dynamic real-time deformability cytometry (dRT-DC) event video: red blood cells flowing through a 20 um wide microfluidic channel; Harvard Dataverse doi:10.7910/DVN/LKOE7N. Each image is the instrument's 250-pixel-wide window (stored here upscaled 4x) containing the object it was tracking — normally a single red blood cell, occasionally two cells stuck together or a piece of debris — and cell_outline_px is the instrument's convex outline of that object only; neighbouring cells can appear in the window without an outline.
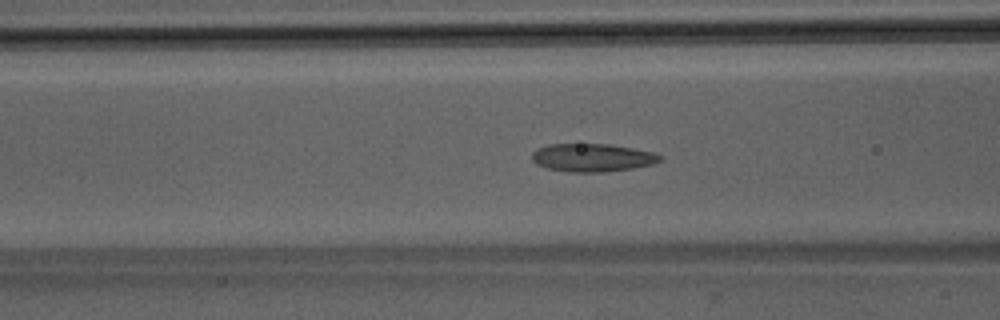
{"species": "Egyptian fruit bat (a non-hibernating species)", "species_latin": "Rousettus aegyptiacus", "temperature_condition": "room temperature", "stored_images_in_passage": 36, "camera_frame_rate_fps": 3000, "um_per_image_px": 0.085, "animal": {"sex": "male"}, "frame": {"image": 1, "passage_image": 6, "time_ms": 1.667, "image_size_px": [1000, 320], "cell_outline_px": [[664, 156], [660, 160], [652, 164], [632, 168], [604, 172], [568, 172], [544, 168], [536, 164], [532, 160], [532, 152], [536, 148], [548, 144], [612, 144], [656, 152]], "centroid_in_image_um": [50.34, 13.39], "position_along_channel_um": 116.3, "area_um2": 21.27}}
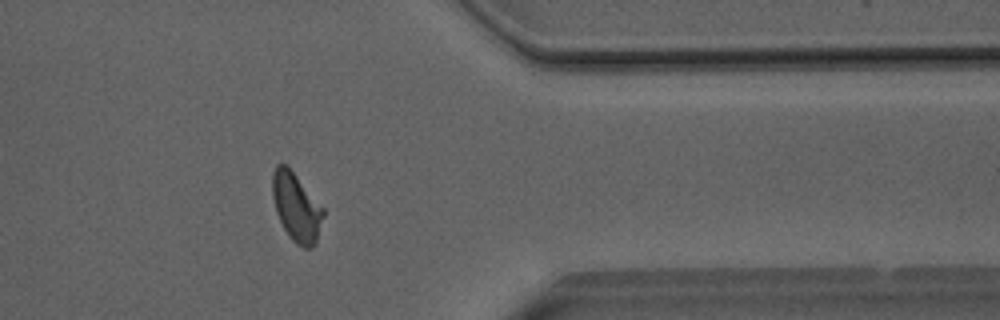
{"frame": {"image": 2, "passage_image": 27, "time_ms": 8.667, "image_size_px": [1000, 320], "cell_outline_px": [[324, 216], [316, 244], [312, 248], [304, 248], [296, 244], [292, 240], [284, 228], [276, 212], [272, 196], [272, 172], [276, 164], [288, 164], [324, 208]], "centroid_in_image_um": [25.2, 17.58], "position_along_channel_um": 386.2, "area_um2": 20.63}}
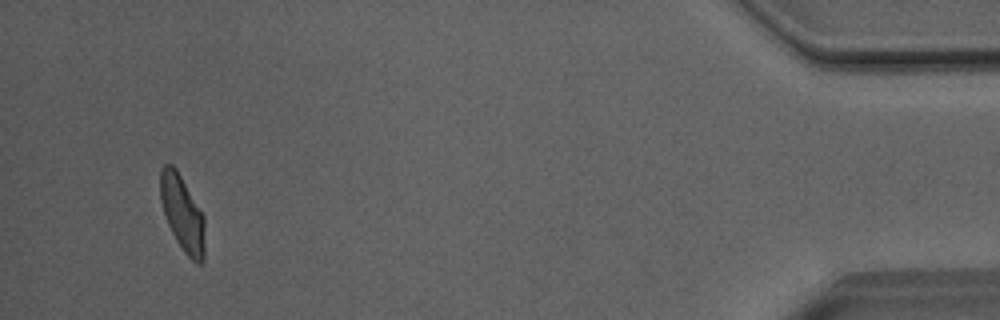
{"frame": {"image": 3, "passage_image": 34, "time_ms": 11.0, "image_size_px": [1000, 320], "cell_outline_px": [[204, 260], [200, 264], [196, 264], [184, 252], [176, 240], [168, 224], [160, 200], [160, 172], [164, 164], [172, 164], [176, 168], [204, 216]], "centroid_in_image_um": [15.5, 18.15], "position_along_channel_um": 419.7, "area_um2": 19.48}, "authors_computed_cell_mechanics": {"area_um2": 20.0277, "velocity_mm_per_s": 4.0567, "shape_relaxation_time_tau1_ms": 8.2343, "shape_relaxation_time_tau2_ms": 1.4523, "deformation_change_tau1": 0.194, "deformation_change_tau2": 0.0905}}